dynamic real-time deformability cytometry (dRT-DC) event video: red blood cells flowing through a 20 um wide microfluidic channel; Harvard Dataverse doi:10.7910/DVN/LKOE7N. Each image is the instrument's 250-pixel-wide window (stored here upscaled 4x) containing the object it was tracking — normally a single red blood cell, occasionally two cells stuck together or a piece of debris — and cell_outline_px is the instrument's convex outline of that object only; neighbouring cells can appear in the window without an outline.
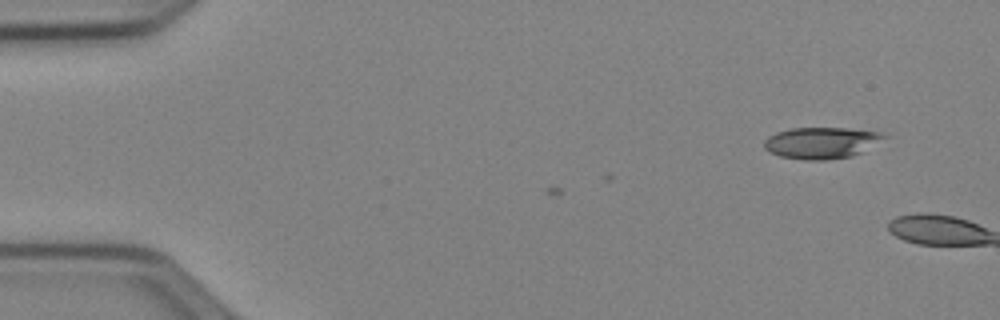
{"species": "Egyptian fruit bat (a non-hibernating species)", "species_latin": "Rousettus aegyptiacus", "temperature_condition": "cold", "stored_images_in_passage": 7, "camera_frame_rate_fps": 3000, "um_per_image_px": 0.085, "animal": {"sex": "female"}, "frame": {"image": 1, "passage_image": 7, "time_ms": 2.0, "image_size_px": [1000, 320], "cell_outline_px": [[888, 136], [860, 152], [852, 156], [828, 160], [804, 160], [780, 156], [768, 152], [764, 148], [764, 140], [768, 136], [776, 132], [792, 128], [848, 128], [880, 132]], "centroid_in_image_um": [69.76, 12.14], "position_along_channel_um": 15.2, "area_um2": 21.91}}